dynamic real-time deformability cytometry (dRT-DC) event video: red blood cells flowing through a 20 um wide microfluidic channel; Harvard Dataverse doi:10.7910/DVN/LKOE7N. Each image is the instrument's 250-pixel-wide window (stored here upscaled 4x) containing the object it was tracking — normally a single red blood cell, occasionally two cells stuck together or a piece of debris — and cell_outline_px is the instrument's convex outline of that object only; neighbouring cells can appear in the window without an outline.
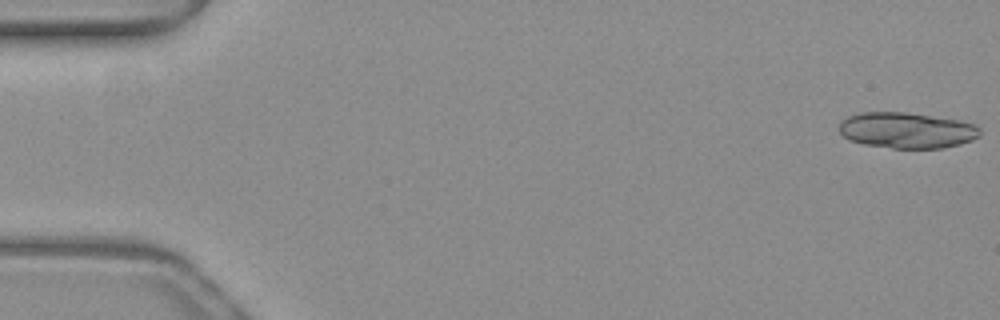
{"species": "common noctule bat (a hibernating species)", "species_latin": "Nyctalus noctula", "temperature_condition": "warm", "stored_images_in_passage": 52, "segment_of_instrument_passage": [1, 2], "camera_frame_rate_fps": 3000, "um_per_image_px": 0.085, "animal": {"sex": "female", "body_mass_g": 19.3, "forearm_length_mm": 54.1}, "frame": {"image": 1, "passage_image": 1, "time_ms": 0.0, "image_size_px": [1000, 320], "cell_outline_px": [[980, 136], [972, 140], [960, 144], [944, 148], [892, 148], [864, 144], [848, 140], [840, 132], [840, 120], [848, 116], [860, 112], [904, 112], [960, 120], [976, 124], [980, 128]], "centroid_in_image_um": [77.09, 11.07], "position_along_channel_um": 7.9, "area_um2": 29.59}}